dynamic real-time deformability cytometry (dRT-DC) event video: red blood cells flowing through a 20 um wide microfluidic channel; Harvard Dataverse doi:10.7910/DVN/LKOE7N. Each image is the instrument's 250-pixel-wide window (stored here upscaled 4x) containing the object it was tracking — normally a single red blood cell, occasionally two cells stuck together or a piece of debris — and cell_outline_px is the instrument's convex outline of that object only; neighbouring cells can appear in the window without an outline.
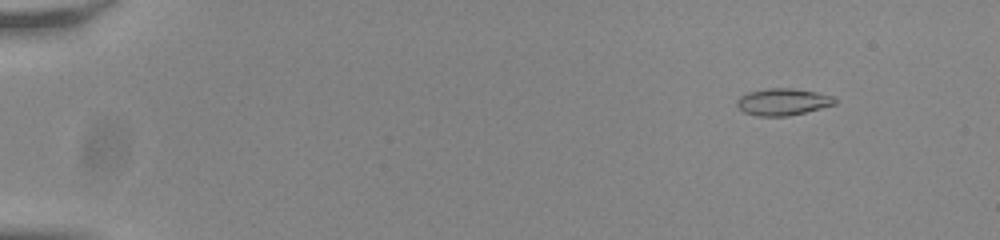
{"species": "common noctule bat (a hibernating species)", "species_latin": "Nyctalus noctula", "temperature_condition": "room temperature", "stored_images_in_passage": 56, "camera_frame_rate_fps": 3000, "um_per_image_px": 0.085, "animal": {"sex": "male", "body_mass_g": 20.0, "forearm_length_mm": 53.3}, "frame": {"image": 1, "passage_image": 7, "time_ms": 2.0, "image_size_px": [1000, 240], "cell_outline_px": [[836, 104], [788, 116], [756, 116], [744, 112], [736, 104], [736, 100], [740, 96], [748, 92], [768, 88], [792, 88], [816, 92], [832, 96], [836, 100]], "centroid_in_image_um": [66.51, 8.65], "position_along_channel_um": 18.5, "area_um2": 15.26}}
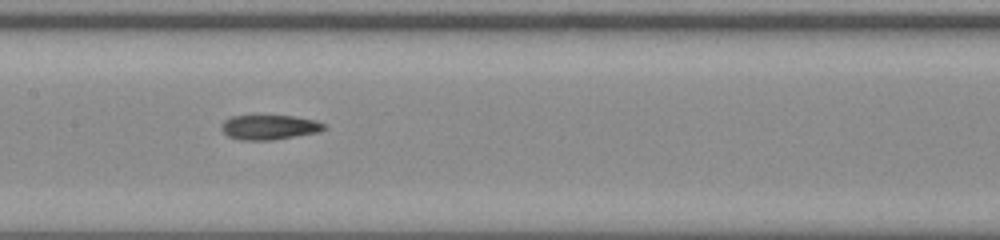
{"frame": {"image": 2, "passage_image": 30, "time_ms": 9.667, "image_size_px": [1000, 240], "cell_outline_px": [[328, 128], [320, 132], [272, 140], [240, 140], [228, 136], [220, 128], [220, 124], [224, 120], [232, 116], [296, 116], [316, 120], [328, 124]], "centroid_in_image_um": [22.95, 10.81], "position_along_channel_um": 184.5, "area_um2": 15.03}}
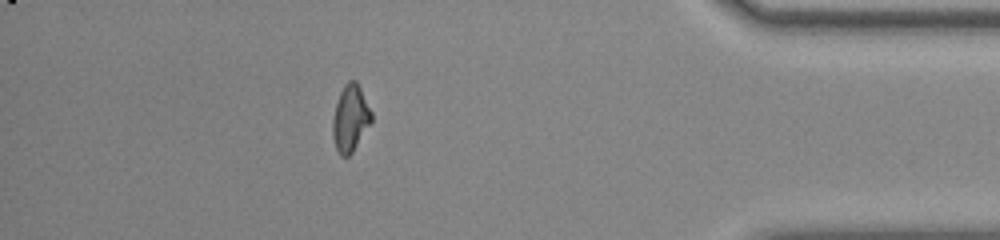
{"frame": {"image": 3, "passage_image": 50, "time_ms": 16.333, "image_size_px": [1000, 240], "cell_outline_px": [[372, 120], [352, 152], [348, 156], [340, 156], [336, 148], [332, 136], [332, 120], [336, 104], [340, 92], [344, 84], [348, 80], [356, 80], [372, 112]], "centroid_in_image_um": [29.76, 10.04], "position_along_channel_um": 405.4, "area_um2": 14.91}, "authors_computed_cell_mechanics": {"area_um2": 15.028, "velocity_mm_per_s": 3.8469, "shape_relaxation_time_tau1_ms": 6.5948, "shape_relaxation_time_tau2_ms": 2.9563, "deformation_change_tau1": 0.1532, "deformation_change_tau2": 0.0916}}